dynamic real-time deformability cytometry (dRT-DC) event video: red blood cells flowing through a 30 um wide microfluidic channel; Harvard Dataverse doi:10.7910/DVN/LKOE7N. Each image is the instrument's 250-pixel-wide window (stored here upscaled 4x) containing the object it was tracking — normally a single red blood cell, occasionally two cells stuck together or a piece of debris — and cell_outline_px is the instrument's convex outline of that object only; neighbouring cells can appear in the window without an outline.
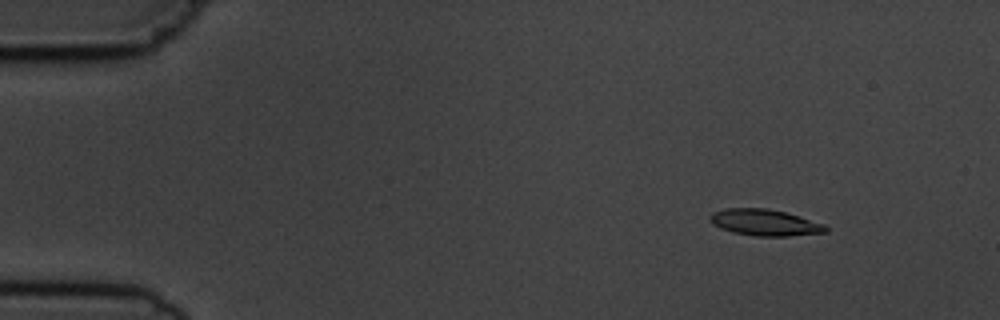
{"species": "common noctule bat (a hibernating species)", "species_latin": "Nyctalus noctula", "temperature_condition": "cold", "stored_images_in_passage": 5, "camera_frame_rate_fps": 3000, "um_per_image_px": 0.085, "animal": {"sex": "male", "body_mass_g": 19.5, "forearm_length_mm": 54.6}, "frame": {"image": 1, "passage_image": 2, "time_ms": 1.0, "image_size_px": [1000, 320], "cell_outline_px": [[828, 232], [788, 236], [756, 236], [732, 232], [720, 228], [712, 224], [708, 220], [708, 216], [712, 212], [724, 208], [768, 208], [784, 212], [824, 224], [828, 228]], "centroid_in_image_um": [64.94, 18.91], "position_along_channel_um": 20.1, "area_um2": 17.86}}
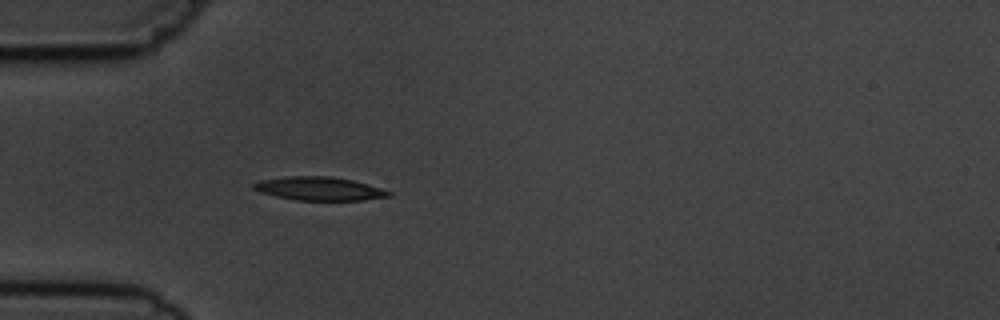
{"frame": {"image": 2, "passage_image": 5, "time_ms": 4.333, "image_size_px": [1000, 320], "cell_outline_px": [[392, 196], [364, 200], [296, 200], [276, 196], [260, 192], [252, 188], [252, 184], [260, 180], [288, 176], [328, 176], [352, 180], [380, 188], [392, 192]], "centroid_in_image_um": [27.12, 16.04], "position_along_channel_um": 57.9, "area_um2": 18.38}}